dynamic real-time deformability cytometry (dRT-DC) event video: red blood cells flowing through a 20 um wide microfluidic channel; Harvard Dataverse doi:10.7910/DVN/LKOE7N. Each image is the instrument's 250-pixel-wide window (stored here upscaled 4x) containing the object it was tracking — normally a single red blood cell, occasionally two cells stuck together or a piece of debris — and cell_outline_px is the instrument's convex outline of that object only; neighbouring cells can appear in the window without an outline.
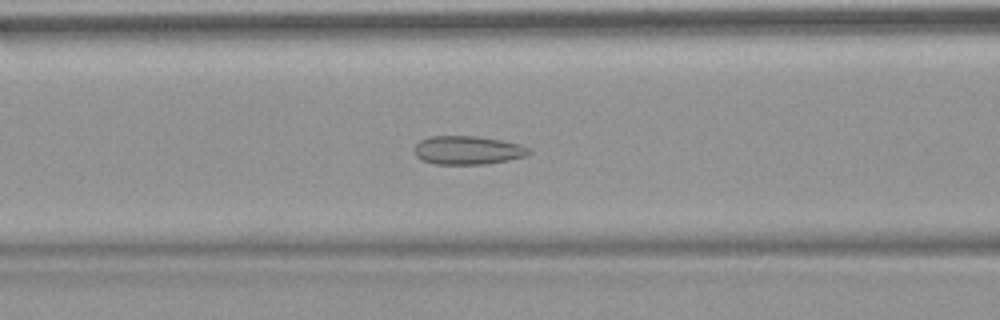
{"species": "common noctule bat (a hibernating species)", "species_latin": "Nyctalus noctula", "temperature_condition": "warm", "stored_images_in_passage": 53, "camera_frame_rate_fps": 3000, "um_per_image_px": 0.085, "animal": {"sex": "female", "body_mass_g": 18.4}, "frame": {"image": 1, "passage_image": 22, "time_ms": 7.0, "image_size_px": [1000, 320], "cell_outline_px": [[532, 152], [528, 156], [508, 160], [484, 164], [436, 164], [424, 160], [416, 156], [412, 148], [420, 140], [432, 136], [476, 136], [500, 140], [520, 144], [532, 148]], "centroid_in_image_um": [39.79, 12.76], "position_along_channel_um": 126.8, "area_um2": 19.19}}
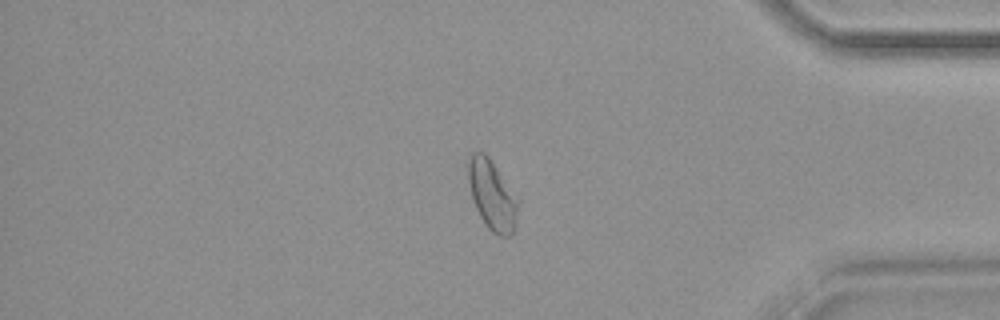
{"frame": {"image": 2, "passage_image": 45, "time_ms": 14.667, "image_size_px": [1000, 320], "cell_outline_px": [[520, 200], [512, 232], [508, 236], [500, 236], [492, 232], [488, 228], [480, 216], [476, 208], [472, 196], [468, 180], [468, 160], [472, 152], [484, 152], [488, 156]], "centroid_in_image_um": [41.83, 16.56], "position_along_channel_um": 393.4, "area_um2": 20.0}}
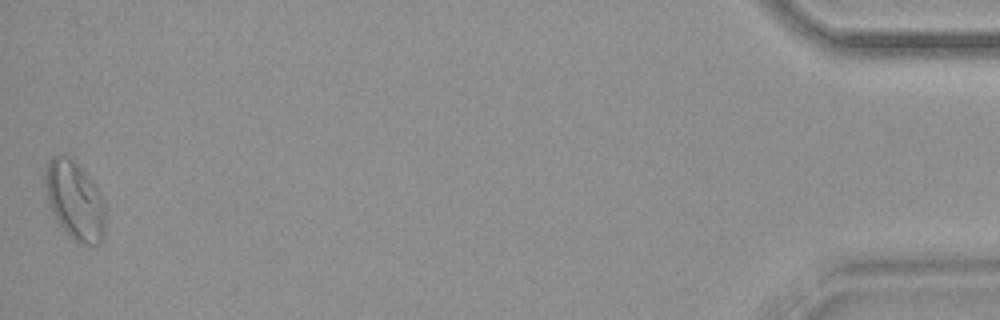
{"frame": {"image": 3, "passage_image": 53, "time_ms": 17.333, "image_size_px": [1000, 320], "cell_outline_px": [[104, 236], [100, 244], [80, 244], [68, 236], [56, 220], [52, 212], [48, 200], [44, 184], [44, 172], [48, 160], [52, 156], [68, 156], [76, 160], [104, 200]], "centroid_in_image_um": [6.33, 17.04], "position_along_channel_um": 428.9, "area_um2": 27.57}, "authors_computed_cell_mechanics": {"area_um2": 20.23, "velocity_mm_per_s": 3.8023, "shape_relaxation_time_tau1_ms": null, "shape_relaxation_time_tau2_ms": 1.5756, "deformation_change_tau1": null, "deformation_change_tau2": 0.0771}}